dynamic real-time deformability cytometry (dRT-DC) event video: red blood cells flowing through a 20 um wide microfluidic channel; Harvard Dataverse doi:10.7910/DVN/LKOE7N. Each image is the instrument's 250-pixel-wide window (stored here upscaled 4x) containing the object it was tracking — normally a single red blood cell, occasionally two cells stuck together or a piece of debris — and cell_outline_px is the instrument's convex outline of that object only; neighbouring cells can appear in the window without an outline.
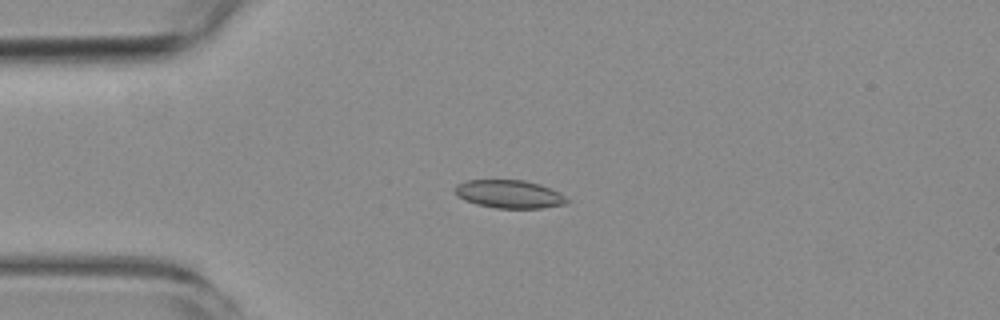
{"species": "common noctule bat (a hibernating species)", "species_latin": "Nyctalus noctula", "temperature_condition": "room temperature", "stored_images_in_passage": 5, "camera_frame_rate_fps": 3000, "um_per_image_px": 0.085, "animal": {"sex": "female", "body_mass_g": 19.3, "forearm_length_mm": 54.1}, "frame": {"image": 1, "passage_image": 4, "time_ms": 4.333, "image_size_px": [1000, 320], "cell_outline_px": [[572, 200], [564, 204], [540, 208], [496, 208], [476, 204], [464, 200], [456, 196], [456, 184], [468, 180], [524, 180], [540, 184], [560, 192]], "centroid_in_image_um": [43.31, 16.5], "position_along_channel_um": 41.7, "area_um2": 18.44}}